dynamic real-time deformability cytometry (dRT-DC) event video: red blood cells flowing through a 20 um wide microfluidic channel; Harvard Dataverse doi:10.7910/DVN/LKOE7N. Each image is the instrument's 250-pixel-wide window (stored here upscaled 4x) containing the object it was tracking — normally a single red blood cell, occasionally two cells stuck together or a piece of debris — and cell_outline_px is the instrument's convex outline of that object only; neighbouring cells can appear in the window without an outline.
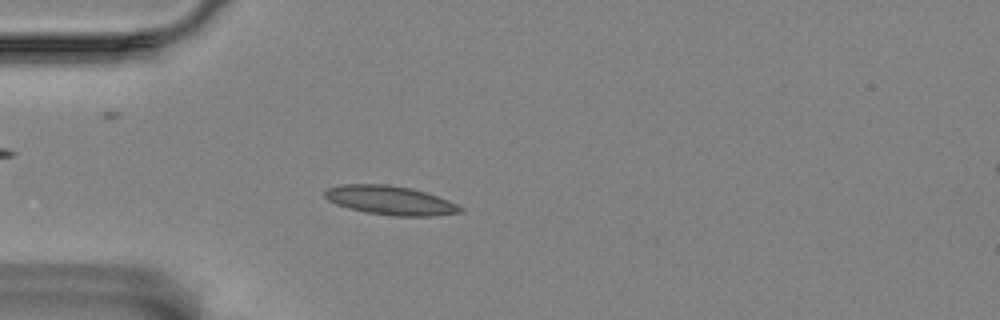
{"species": "Egyptian fruit bat (a non-hibernating species)", "species_latin": "Rousettus aegyptiacus", "temperature_condition": "room temperature", "stored_images_in_passage": 59, "camera_frame_rate_fps": 3000, "um_per_image_px": 0.085, "animal": {"sex": "female"}, "frame": {"image": 1, "passage_image": 16, "time_ms": 5.0, "image_size_px": [1000, 320], "cell_outline_px": [[464, 212], [432, 216], [392, 216], [364, 212], [348, 208], [336, 204], [328, 200], [324, 196], [324, 192], [328, 188], [340, 184], [384, 184], [412, 188], [448, 200], [464, 208]], "centroid_in_image_um": [33.16, 17.03], "position_along_channel_um": 51.8, "area_um2": 22.95}}
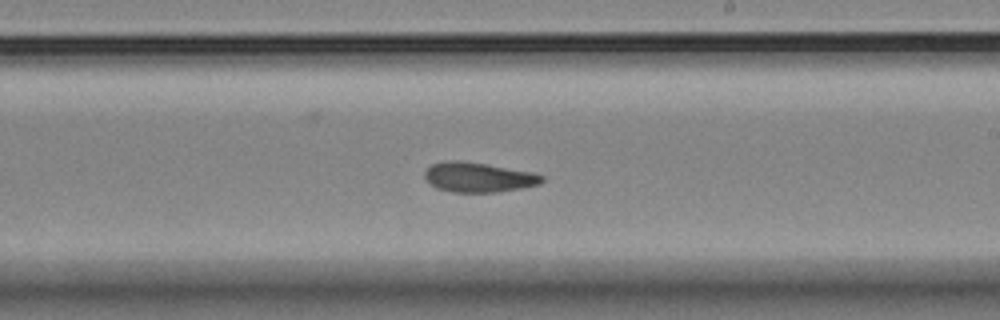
{"frame": {"image": 2, "passage_image": 34, "time_ms": 11.0, "image_size_px": [1000, 320], "cell_outline_px": [[544, 180], [540, 184], [524, 188], [500, 192], [452, 192], [436, 188], [428, 184], [424, 180], [424, 172], [432, 164], [444, 160], [456, 160], [484, 164], [532, 172], [544, 176]], "centroid_in_image_um": [40.63, 15.08], "position_along_channel_um": 248.4, "area_um2": 20.52}}
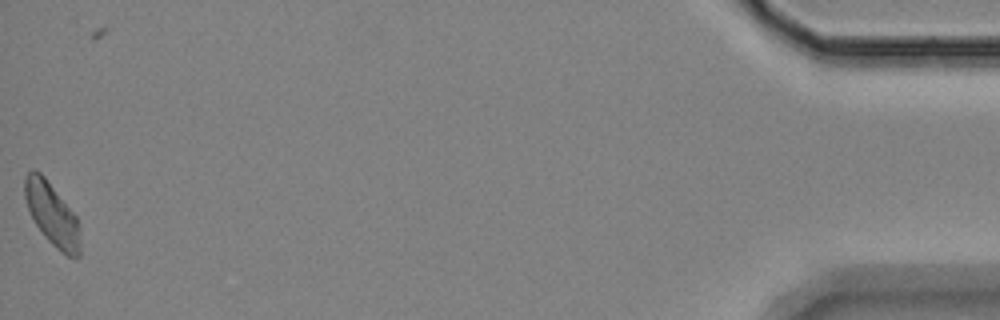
{"frame": {"image": 3, "passage_image": 58, "time_ms": 19.0, "image_size_px": [1000, 320], "cell_outline_px": [[80, 256], [68, 256], [60, 252], [44, 236], [36, 224], [28, 208], [24, 196], [24, 176], [32, 168], [40, 172], [44, 176], [76, 216], [80, 224]], "centroid_in_image_um": [4.42, 18.2], "position_along_channel_um": 430.8, "area_um2": 20.23}, "authors_computed_cell_mechanics": {"area_um2": 20.4612, "velocity_mm_per_s": 3.4249, "shape_relaxation_time_tau1_ms": 10.4649, "shape_relaxation_time_tau2_ms": 1.4448, "deformation_change_tau1": 0.2109, "deformation_change_tau2": 0.0713}}